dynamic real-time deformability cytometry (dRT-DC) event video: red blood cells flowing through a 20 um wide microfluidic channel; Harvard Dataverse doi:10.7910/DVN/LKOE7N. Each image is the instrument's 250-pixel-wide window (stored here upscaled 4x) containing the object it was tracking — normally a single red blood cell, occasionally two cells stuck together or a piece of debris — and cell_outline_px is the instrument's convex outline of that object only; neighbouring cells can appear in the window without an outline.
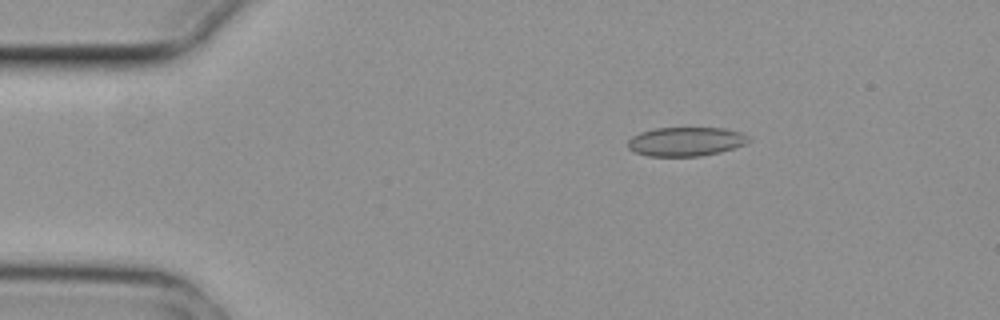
{"species": "common noctule bat (a hibernating species)", "species_latin": "Nyctalus noctula", "temperature_condition": "cold", "stored_images_in_passage": 3, "camera_frame_rate_fps": 3000, "um_per_image_px": 0.085, "animal": {"sex": "female", "body_mass_g": 29.2, "forearm_length_mm": 56.3}, "frame": {"image": 1, "passage_image": 1, "time_ms": 0.0, "image_size_px": [1000, 320], "cell_outline_px": [[752, 140], [744, 144], [720, 152], [700, 156], [648, 156], [636, 152], [628, 148], [628, 140], [632, 136], [640, 132], [656, 128], [724, 128], [740, 132], [748, 136]], "centroid_in_image_um": [58.29, 12.03], "position_along_channel_um": 26.7, "area_um2": 20.35}}